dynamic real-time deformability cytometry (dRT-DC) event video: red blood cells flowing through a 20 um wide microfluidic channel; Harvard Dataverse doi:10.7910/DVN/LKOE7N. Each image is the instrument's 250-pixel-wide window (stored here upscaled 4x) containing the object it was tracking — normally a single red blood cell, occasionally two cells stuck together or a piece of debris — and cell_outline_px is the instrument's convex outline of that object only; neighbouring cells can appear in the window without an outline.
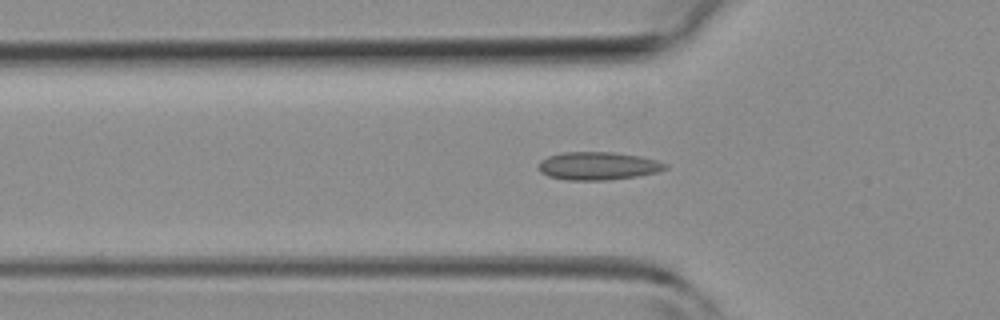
{"species": "common noctule bat (a hibernating species)", "species_latin": "Nyctalus noctula", "temperature_condition": "room temperature", "stored_images_in_passage": 34, "camera_frame_rate_fps": 3000, "um_per_image_px": 0.085, "animal": {"sex": "female", "body_mass_g": 19.3, "forearm_length_mm": 54.1}, "frame": {"image": 1, "passage_image": 3, "time_ms": 0.667, "image_size_px": [1000, 320], "cell_outline_px": [[668, 168], [656, 172], [636, 176], [608, 180], [568, 180], [548, 176], [540, 172], [536, 168], [536, 164], [540, 160], [548, 156], [564, 152], [612, 152], [640, 156], [656, 160], [668, 164]], "centroid_in_image_um": [50.78, 14.1], "position_along_channel_um": 75.0, "area_um2": 20.81}}
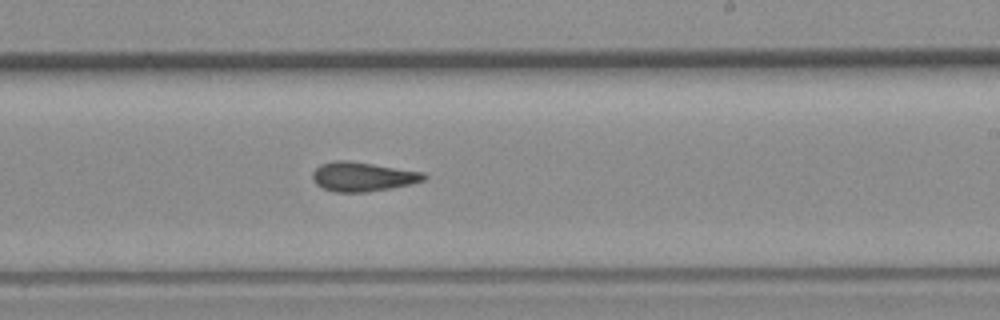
{"frame": {"image": 2, "passage_image": 15, "time_ms": 4.667, "image_size_px": [1000, 320], "cell_outline_px": [[428, 176], [424, 180], [412, 184], [392, 188], [364, 192], [336, 192], [324, 188], [316, 184], [312, 176], [312, 172], [320, 164], [332, 160], [344, 160], [372, 164], [424, 172]], "centroid_in_image_um": [30.83, 15.01], "position_along_channel_um": 258.2, "area_um2": 18.96}}
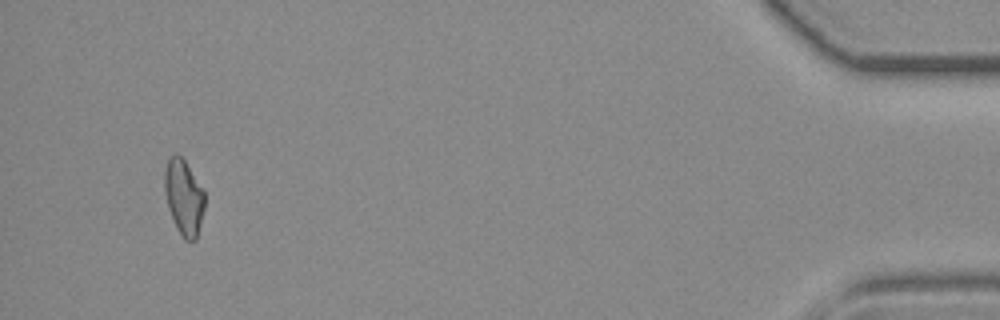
{"frame": {"image": 3, "passage_image": 31, "time_ms": 10.0, "image_size_px": [1000, 320], "cell_outline_px": [[204, 208], [196, 240], [184, 240], [176, 228], [172, 220], [168, 208], [164, 192], [164, 172], [168, 160], [172, 156], [180, 156], [184, 160], [204, 188]], "centroid_in_image_um": [15.62, 16.79], "position_along_channel_um": 419.6, "area_um2": 17.63}}